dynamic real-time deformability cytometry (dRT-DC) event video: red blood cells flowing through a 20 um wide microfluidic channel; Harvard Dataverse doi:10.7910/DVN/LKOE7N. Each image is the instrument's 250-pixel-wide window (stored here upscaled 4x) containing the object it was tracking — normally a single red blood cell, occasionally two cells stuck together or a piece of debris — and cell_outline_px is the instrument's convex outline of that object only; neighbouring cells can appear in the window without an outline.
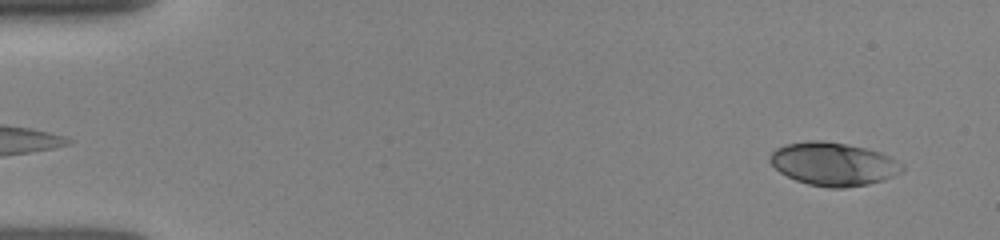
{"species": "human", "species_latin": "Homo sapiens", "temperature_condition": "room temperature", "stored_images_in_passage": 21, "camera_frame_rate_fps": 3000, "um_per_image_px": 0.085, "donor": {"sex": "female"}, "frame": {"image": 1, "passage_image": 1, "time_ms": 0.0, "image_size_px": [1000, 240], "cell_outline_px": [[904, 168], [900, 172], [892, 176], [868, 184], [844, 188], [828, 188], [808, 184], [796, 180], [780, 172], [768, 160], [768, 156], [776, 148], [784, 144], [808, 140], [820, 140], [844, 144], [864, 148], [880, 152], [904, 164]], "centroid_in_image_um": [70.8, 13.94], "position_along_channel_um": 14.2, "area_um2": 33.12}}
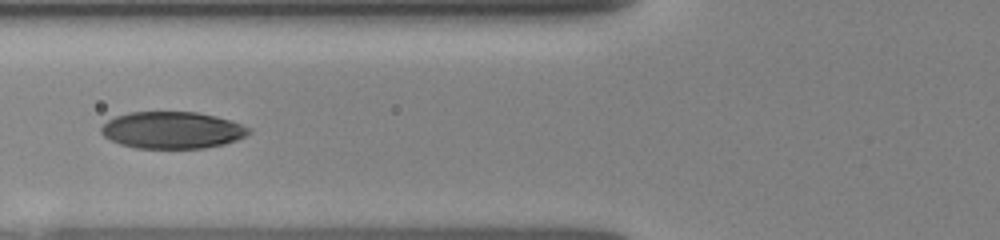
{"frame": {"image": 2, "passage_image": 12, "time_ms": 5.333, "image_size_px": [1000, 240], "cell_outline_px": [[252, 132], [248, 136], [224, 144], [204, 148], [136, 148], [120, 144], [104, 136], [100, 132], [100, 128], [108, 120], [116, 116], [128, 112], [196, 112], [216, 116], [252, 128]], "centroid_in_image_um": [14.66, 11.06], "position_along_channel_um": 111.1, "area_um2": 31.79}}
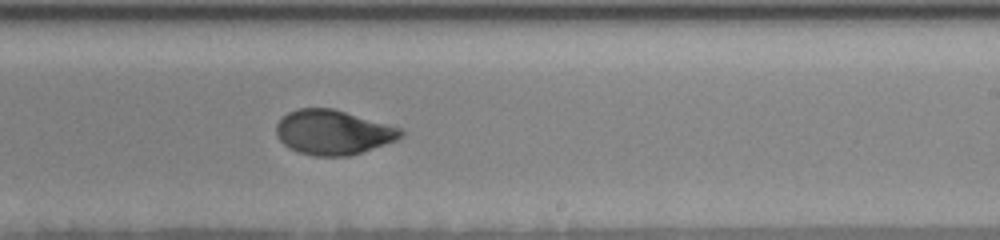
{"frame": {"image": 3, "passage_image": 21, "time_ms": 9.0, "image_size_px": [1000, 240], "cell_outline_px": [[404, 136], [396, 140], [348, 156], [316, 156], [300, 152], [288, 148], [276, 136], [276, 124], [288, 112], [300, 108], [332, 108], [400, 128], [404, 132]], "centroid_in_image_um": [28.28, 11.25], "position_along_channel_um": 260.7, "area_um2": 32.02}}